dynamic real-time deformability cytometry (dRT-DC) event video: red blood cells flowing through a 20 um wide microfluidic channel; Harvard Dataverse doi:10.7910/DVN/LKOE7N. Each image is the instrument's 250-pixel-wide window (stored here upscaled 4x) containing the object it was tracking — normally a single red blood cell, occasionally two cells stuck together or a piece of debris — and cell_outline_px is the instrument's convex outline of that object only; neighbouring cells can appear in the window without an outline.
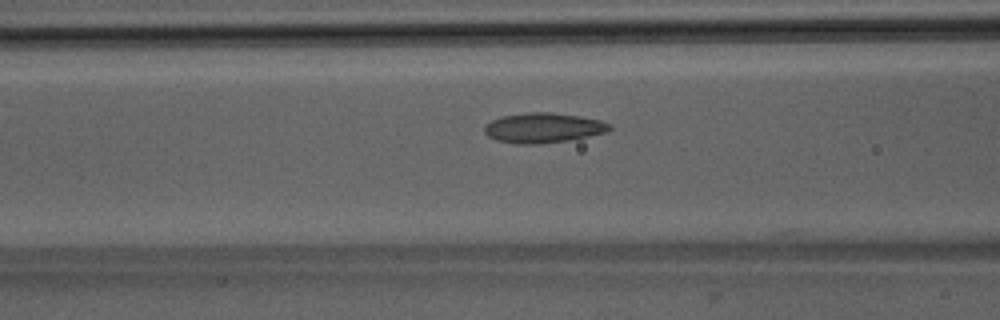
{"species": "Egyptian fruit bat (a non-hibernating species)", "species_latin": "Rousettus aegyptiacus", "temperature_condition": "room temperature", "stored_images_in_passage": 36, "camera_frame_rate_fps": 3000, "um_per_image_px": 0.085, "animal": {"sex": "male"}, "frame": {"image": 1, "passage_image": 5, "time_ms": 1.333, "image_size_px": [1000, 320], "cell_outline_px": [[612, 128], [604, 132], [588, 136], [568, 140], [536, 144], [516, 144], [496, 140], [488, 136], [484, 132], [484, 124], [500, 116], [528, 112], [552, 112], [600, 120], [608, 124]], "centroid_in_image_um": [46.09, 10.86], "position_along_channel_um": 120.5, "area_um2": 21.68}}
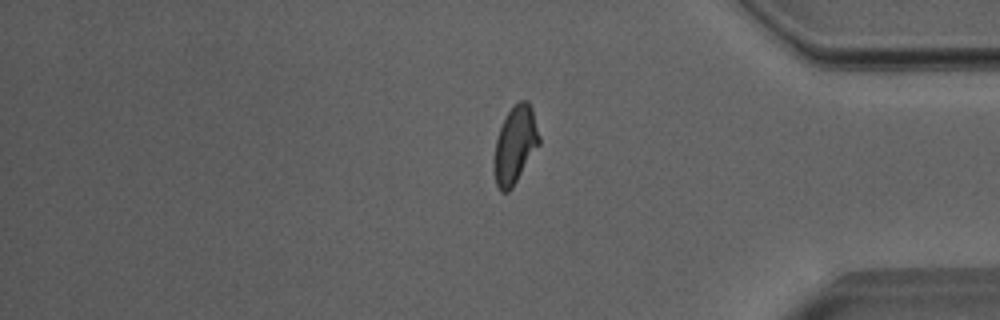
{"frame": {"image": 2, "passage_image": 27, "time_ms": 8.667, "image_size_px": [1000, 320], "cell_outline_px": [[540, 144], [512, 188], [508, 192], [500, 192], [496, 184], [496, 140], [500, 128], [508, 112], [520, 100], [528, 100], [532, 108], [540, 136]], "centroid_in_image_um": [43.83, 12.3], "position_along_channel_um": 391.4, "area_um2": 19.77}}
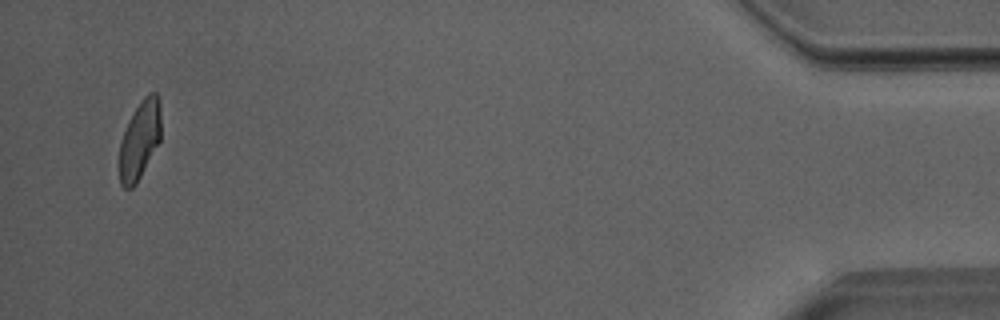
{"frame": {"image": 3, "passage_image": 34, "time_ms": 11.0, "image_size_px": [1000, 320], "cell_outline_px": [[160, 140], [136, 184], [132, 188], [124, 188], [120, 184], [120, 140], [128, 120], [144, 96], [148, 92], [156, 92], [160, 100]], "centroid_in_image_um": [11.88, 11.87], "position_along_channel_um": 423.3, "area_um2": 18.9}, "authors_computed_cell_mechanics": {"area_um2": 20.3456, "velocity_mm_per_s": 3.9791, "shape_relaxation_time_tau1_ms": null, "shape_relaxation_time_tau2_ms": 3.0517, "deformation_change_tau1": null, "deformation_change_tau2": 0.0258}}